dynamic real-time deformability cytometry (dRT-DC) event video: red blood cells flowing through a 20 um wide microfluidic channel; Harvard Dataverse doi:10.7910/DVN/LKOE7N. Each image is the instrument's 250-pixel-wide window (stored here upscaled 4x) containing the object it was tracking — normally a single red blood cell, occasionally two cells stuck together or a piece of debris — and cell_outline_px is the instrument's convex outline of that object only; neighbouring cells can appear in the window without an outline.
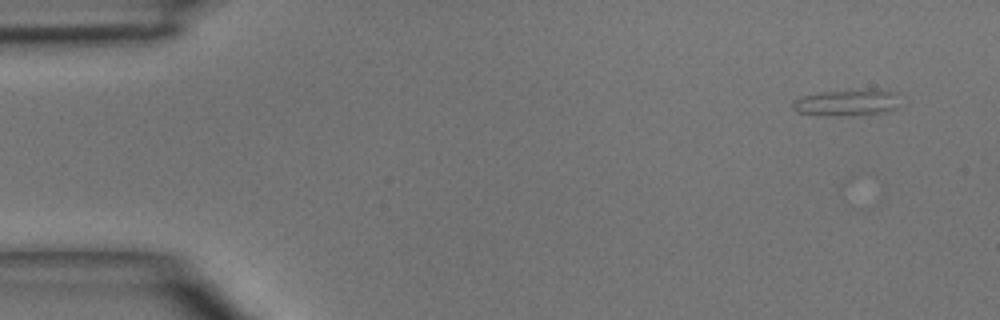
{"species": "common noctule bat (a hibernating species)", "species_latin": "Nyctalus noctula", "temperature_condition": "room temperature", "stored_images_in_passage": 4, "camera_frame_rate_fps": 3000, "um_per_image_px": 0.085, "animal": {"sex": "male", "body_mass_g": 15.6}, "frame": {"image": 1, "passage_image": 1, "time_ms": 0.0, "image_size_px": [1000, 320], "cell_outline_px": [[892, 108], [884, 112], [824, 116], [796, 112], [792, 108], [792, 104], [800, 96], [820, 92], [872, 88], [876, 88], [892, 92]], "centroid_in_image_um": [71.8, 8.7], "position_along_channel_um": 13.2, "area_um2": 15.9}}
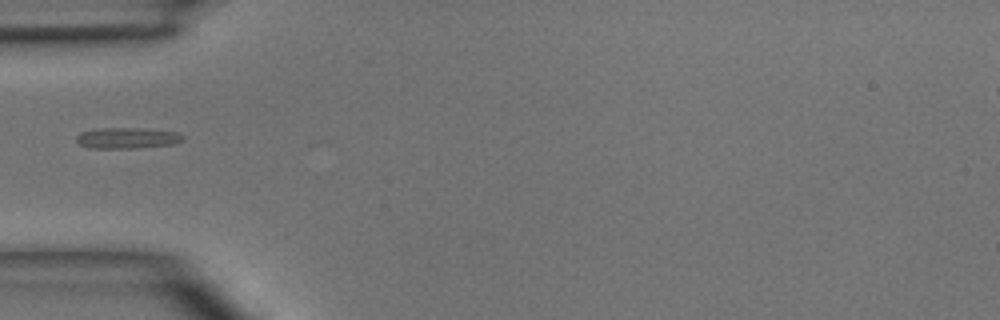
{"frame": {"image": 2, "passage_image": 4, "time_ms": 4.0, "image_size_px": [1000, 320], "cell_outline_px": [[184, 140], [172, 144], [136, 148], [92, 148], [80, 144], [76, 140], [76, 136], [80, 132], [96, 128], [144, 128], [180, 132], [184, 136]], "centroid_in_image_um": [10.83, 11.72], "position_along_channel_um": 74.2, "area_um2": 13.12}}